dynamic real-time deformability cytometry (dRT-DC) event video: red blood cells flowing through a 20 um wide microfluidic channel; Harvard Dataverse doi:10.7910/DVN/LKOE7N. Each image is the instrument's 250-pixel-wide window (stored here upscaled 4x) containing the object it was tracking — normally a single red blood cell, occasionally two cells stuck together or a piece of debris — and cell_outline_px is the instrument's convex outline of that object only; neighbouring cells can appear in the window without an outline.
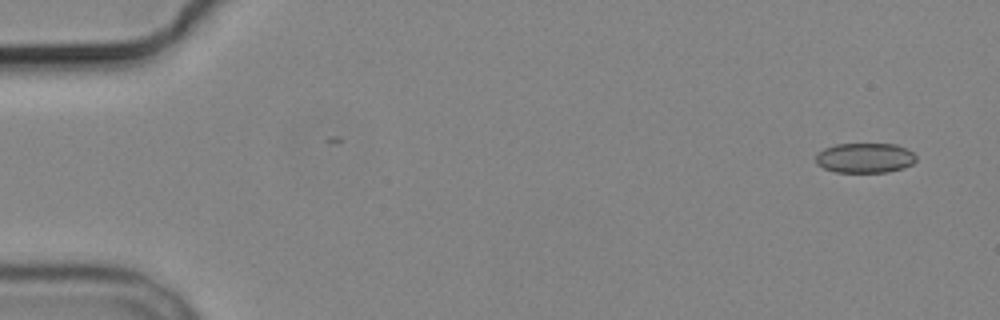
{"species": "common noctule bat (a hibernating species)", "species_latin": "Nyctalus noctula", "temperature_condition": "cold", "stored_images_in_passage": 5, "camera_frame_rate_fps": 3000, "um_per_image_px": 0.085, "animal": {"sex": "male", "body_mass_g": 19.2, "forearm_length_mm": 51.8}, "frame": {"image": 1, "passage_image": 1, "time_ms": 0.0, "image_size_px": [1000, 320], "cell_outline_px": [[916, 160], [912, 164], [904, 168], [888, 172], [836, 172], [824, 168], [816, 164], [816, 156], [824, 148], [836, 144], [896, 144], [912, 152], [916, 156]], "centroid_in_image_um": [73.52, 13.43], "position_along_channel_um": 11.5, "area_um2": 17.46}}
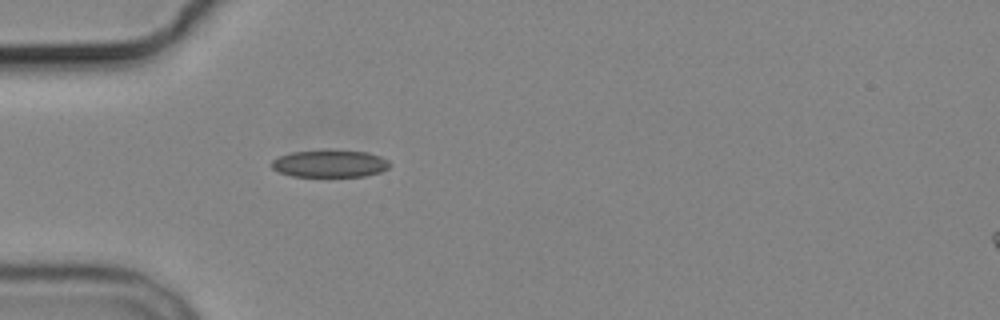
{"frame": {"image": 2, "passage_image": 5, "time_ms": 4.667, "image_size_px": [1000, 320], "cell_outline_px": [[392, 164], [388, 168], [380, 172], [364, 176], [292, 176], [276, 172], [268, 164], [272, 160], [280, 156], [292, 152], [368, 152], [380, 156], [388, 160]], "centroid_in_image_um": [28.01, 13.94], "position_along_channel_um": 57.0, "area_um2": 18.32}}